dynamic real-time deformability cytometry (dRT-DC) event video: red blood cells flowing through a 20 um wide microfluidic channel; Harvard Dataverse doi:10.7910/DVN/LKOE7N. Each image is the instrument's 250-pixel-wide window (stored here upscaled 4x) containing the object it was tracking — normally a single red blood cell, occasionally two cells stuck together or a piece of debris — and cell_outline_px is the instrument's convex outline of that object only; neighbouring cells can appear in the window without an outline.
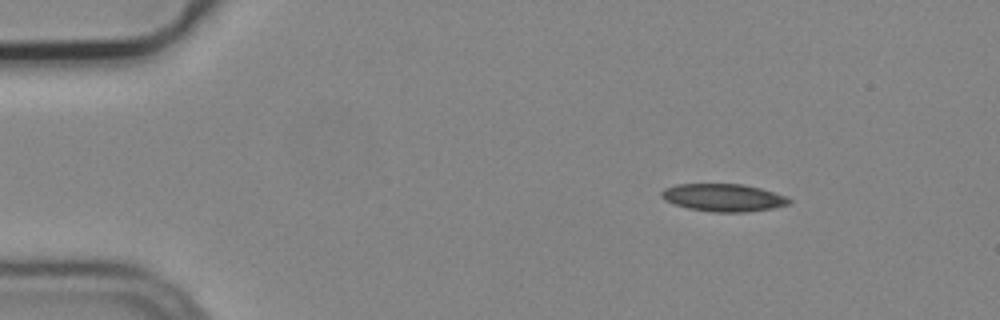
{"species": "common noctule bat (a hibernating species)", "species_latin": "Nyctalus noctula", "temperature_condition": "cold", "stored_images_in_passage": 6, "camera_frame_rate_fps": 3000, "um_per_image_px": 0.085, "animal": {"sex": "male", "body_mass_g": 19.2, "forearm_length_mm": 51.8}, "frame": {"image": 1, "passage_image": 1, "time_ms": 0.0, "image_size_px": [1000, 320], "cell_outline_px": [[792, 200], [788, 204], [772, 208], [744, 212], [712, 212], [688, 208], [664, 200], [660, 196], [660, 192], [664, 188], [676, 184], [744, 184], [760, 188], [788, 196]], "centroid_in_image_um": [61.48, 16.79], "position_along_channel_um": 23.5, "area_um2": 20.58}}
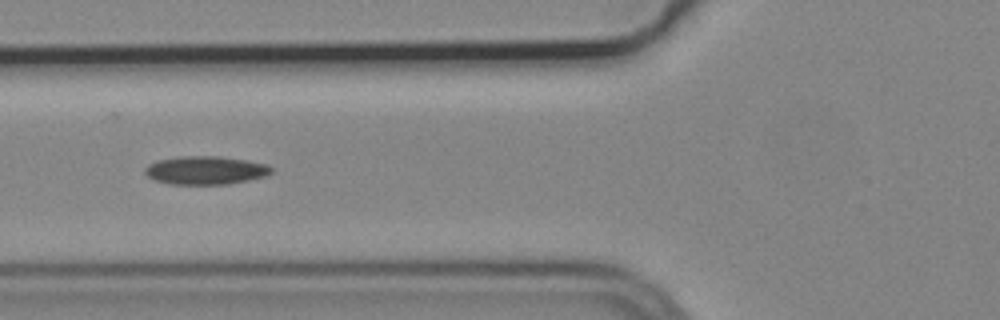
{"frame": {"image": 2, "passage_image": 4, "time_ms": 1.0, "image_size_px": [1000, 320], "cell_outline_px": [[272, 172], [264, 176], [248, 180], [228, 184], [172, 184], [156, 180], [148, 176], [144, 172], [144, 168], [148, 164], [156, 160], [180, 156], [220, 156], [248, 160], [268, 164], [272, 168]], "centroid_in_image_um": [17.47, 14.46], "position_along_channel_um": 108.3, "area_um2": 20.92}}
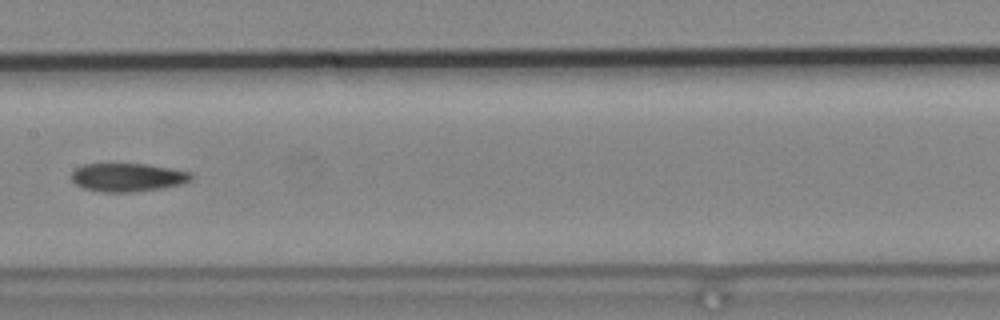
{"frame": {"image": 3, "passage_image": 6, "time_ms": 1.667, "image_size_px": [1000, 320], "cell_outline_px": [[192, 180], [180, 184], [164, 188], [132, 192], [104, 192], [84, 188], [76, 184], [72, 180], [72, 172], [76, 168], [84, 164], [148, 164], [172, 168], [192, 172]], "centroid_in_image_um": [10.89, 15.07], "position_along_channel_um": 196.5, "area_um2": 19.83}}